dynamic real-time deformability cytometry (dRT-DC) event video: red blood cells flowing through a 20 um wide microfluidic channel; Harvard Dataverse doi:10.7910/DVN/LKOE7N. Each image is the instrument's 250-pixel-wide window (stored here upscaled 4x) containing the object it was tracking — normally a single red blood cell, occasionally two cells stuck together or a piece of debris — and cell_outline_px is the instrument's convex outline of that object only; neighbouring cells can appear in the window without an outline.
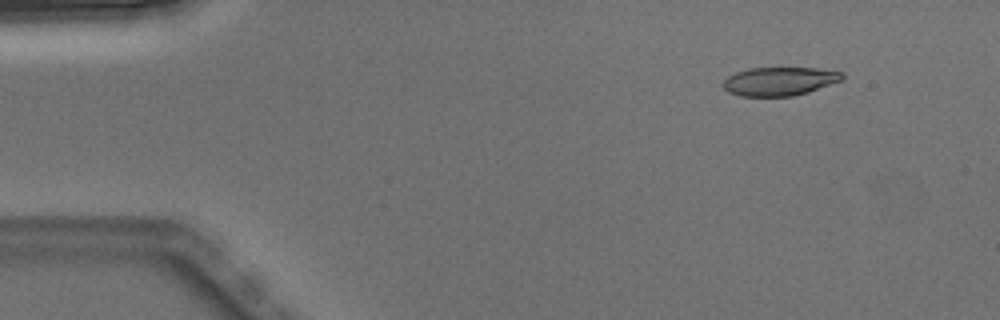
{"species": "Egyptian fruit bat (a non-hibernating species)", "species_latin": "Rousettus aegyptiacus", "temperature_condition": "warm", "stored_images_in_passage": 5, "camera_frame_rate_fps": 3000, "um_per_image_px": 0.085, "animal": {"sex": "male"}, "frame": {"image": 1, "passage_image": 2, "time_ms": 0.333, "image_size_px": [1000, 320], "cell_outline_px": [[844, 76], [840, 80], [808, 92], [792, 96], [740, 96], [728, 92], [720, 84], [728, 76], [736, 72], [748, 68], [816, 68], [840, 72]], "centroid_in_image_um": [66.18, 6.91], "position_along_channel_um": 18.8, "area_um2": 19.65}}
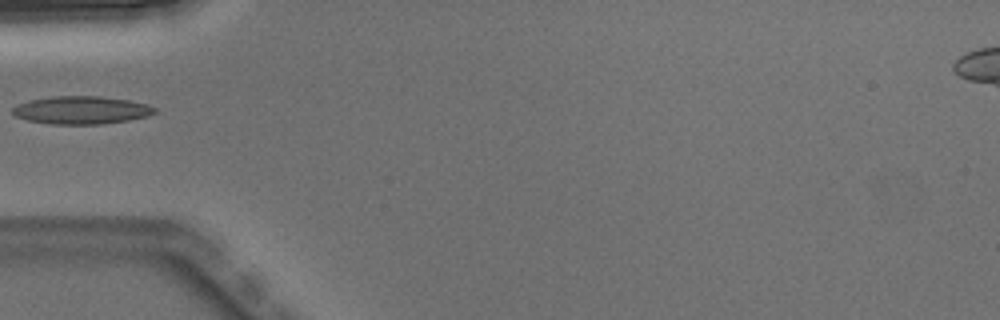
{"frame": {"image": 2, "passage_image": 5, "time_ms": 1.333, "image_size_px": [1000, 320], "cell_outline_px": [[156, 112], [148, 116], [128, 120], [100, 124], [52, 124], [28, 120], [16, 116], [12, 112], [12, 108], [16, 104], [28, 100], [52, 96], [100, 96], [128, 100], [148, 104], [156, 108]], "centroid_in_image_um": [6.91, 9.35], "position_along_channel_um": 78.1, "area_um2": 23.12}}